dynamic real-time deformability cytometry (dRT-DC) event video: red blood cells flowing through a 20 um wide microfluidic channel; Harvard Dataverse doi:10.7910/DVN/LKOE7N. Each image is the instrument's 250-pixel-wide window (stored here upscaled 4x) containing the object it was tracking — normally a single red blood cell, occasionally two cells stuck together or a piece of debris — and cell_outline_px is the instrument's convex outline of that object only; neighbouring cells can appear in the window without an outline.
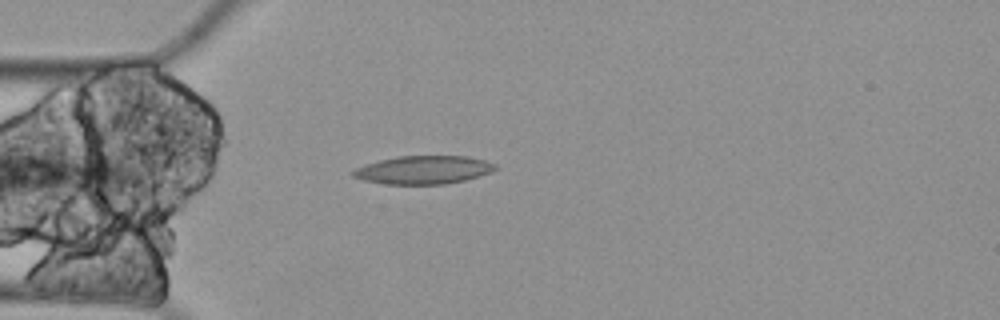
{"species": "Egyptian fruit bat (a non-hibernating species)", "species_latin": "Rousettus aegyptiacus", "temperature_condition": "cold", "stored_images_in_passage": 5, "camera_frame_rate_fps": 3000, "um_per_image_px": 0.085, "animal": {"sex": "female"}, "frame": {"image": 1, "passage_image": 5, "time_ms": 1.333, "image_size_px": [1000, 320], "cell_outline_px": [[500, 168], [464, 180], [444, 184], [384, 184], [364, 180], [352, 176], [348, 172], [364, 164], [380, 160], [400, 156], [468, 156], [484, 160], [496, 164]], "centroid_in_image_um": [35.95, 14.43], "position_along_channel_um": 49.0, "area_um2": 23.35}}